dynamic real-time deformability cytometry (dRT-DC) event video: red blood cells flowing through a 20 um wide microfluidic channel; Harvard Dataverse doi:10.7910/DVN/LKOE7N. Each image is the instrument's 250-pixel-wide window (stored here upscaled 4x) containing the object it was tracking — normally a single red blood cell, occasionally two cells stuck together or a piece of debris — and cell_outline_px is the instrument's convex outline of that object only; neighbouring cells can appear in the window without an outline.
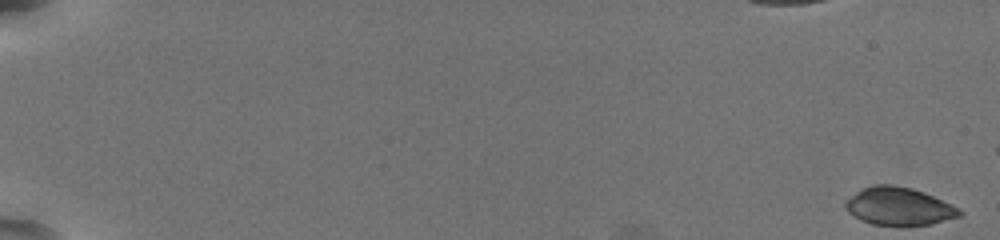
{"species": "common noctule bat (a hibernating species)", "species_latin": "Nyctalus noctula", "temperature_condition": "warm", "stored_images_in_passage": 56, "camera_frame_rate_fps": 3000, "um_per_image_px": 0.085, "animal": {"sex": "female", "body_mass_g": 19.5, "forearm_length_mm": 54.1}, "frame": {"image": 1, "passage_image": 1, "time_ms": 0.0, "image_size_px": [1000, 240], "cell_outline_px": [[964, 212], [960, 216], [932, 224], [872, 224], [860, 220], [848, 212], [844, 208], [844, 204], [860, 188], [876, 184], [888, 184], [912, 188], [932, 196]], "centroid_in_image_um": [76.35, 17.52], "position_along_channel_um": 8.6, "area_um2": 24.57}}
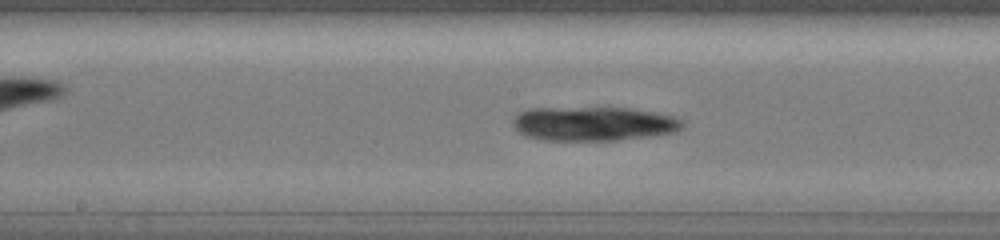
{"frame": {"image": 2, "passage_image": 34, "time_ms": 11.0, "image_size_px": [1000, 240], "cell_outline_px": [[684, 124], [676, 132], [616, 140], [540, 140], [524, 136], [512, 124], [512, 120], [520, 112], [528, 108], [628, 108], [656, 112], [672, 116], [684, 120]], "centroid_in_image_um": [50.43, 10.51], "position_along_channel_um": 197.8, "area_um2": 33.7}}
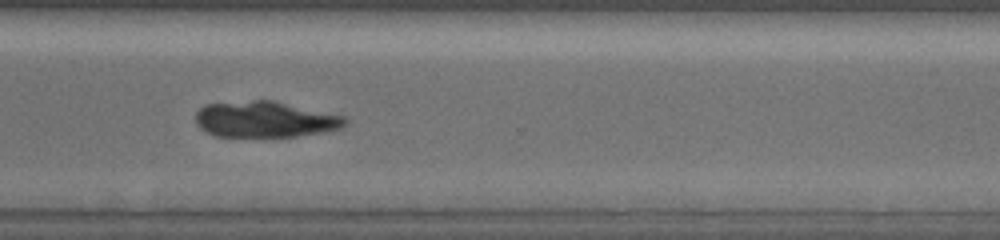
{"frame": {"image": 3, "passage_image": 46, "time_ms": 15.0, "image_size_px": [1000, 240], "cell_outline_px": [[348, 124], [340, 128], [324, 132], [296, 136], [212, 136], [204, 132], [196, 124], [196, 112], [204, 104], [252, 100], [272, 100], [348, 116]], "centroid_in_image_um": [22.55, 10.14], "position_along_channel_um": 348.1, "area_um2": 31.73}}